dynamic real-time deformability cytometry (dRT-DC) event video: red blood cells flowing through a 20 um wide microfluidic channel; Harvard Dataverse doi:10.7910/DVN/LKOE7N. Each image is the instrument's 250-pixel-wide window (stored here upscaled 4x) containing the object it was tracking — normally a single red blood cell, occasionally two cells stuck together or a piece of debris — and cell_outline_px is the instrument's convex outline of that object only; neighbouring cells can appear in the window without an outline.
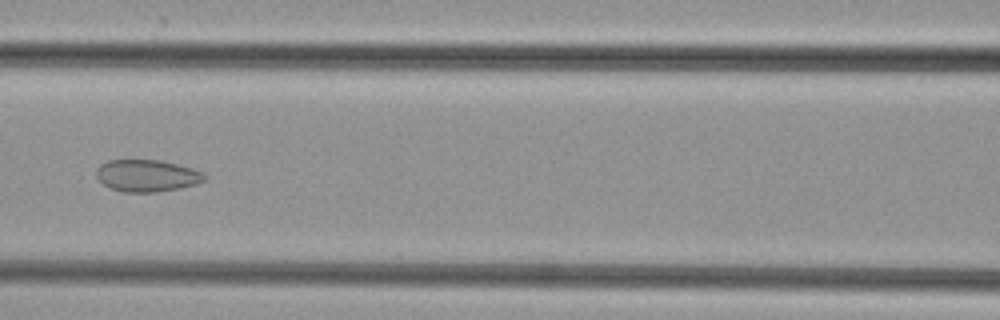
{"species": "common noctule bat (a hibernating species)", "species_latin": "Nyctalus noctula", "temperature_condition": "cold", "stored_images_in_passage": 49, "camera_frame_rate_fps": 3000, "um_per_image_px": 0.085, "animal": {"sex": "female", "body_mass_g": 29.2, "forearm_length_mm": 56.3}, "frame": {"image": 1, "passage_image": 22, "time_ms": 7.0, "image_size_px": [1000, 320], "cell_outline_px": [[204, 180], [196, 184], [180, 188], [156, 192], [124, 192], [112, 188], [104, 184], [96, 176], [96, 168], [100, 164], [108, 160], [160, 160], [192, 168], [200, 172], [204, 176]], "centroid_in_image_um": [12.45, 14.93], "position_along_channel_um": 154.1, "area_um2": 19.94}}
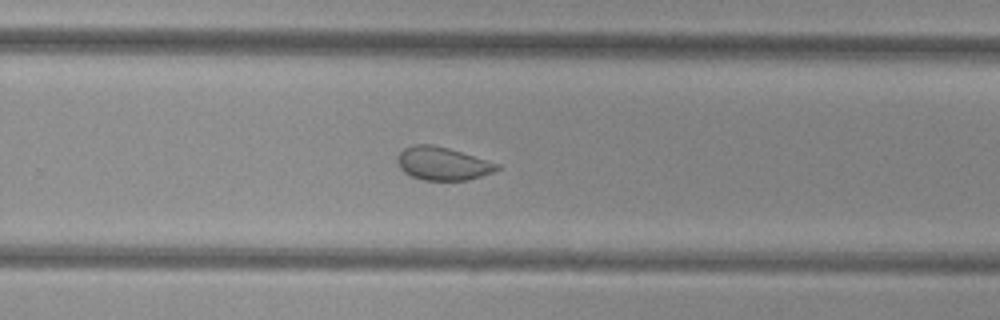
{"frame": {"image": 2, "passage_image": 32, "time_ms": 10.333, "image_size_px": [1000, 320], "cell_outline_px": [[500, 168], [492, 172], [468, 180], [424, 180], [412, 176], [404, 172], [400, 168], [396, 160], [396, 156], [404, 148], [412, 144], [432, 144], [448, 148], [500, 164]], "centroid_in_image_um": [37.59, 13.89], "position_along_channel_um": 292.2, "area_um2": 19.19}}
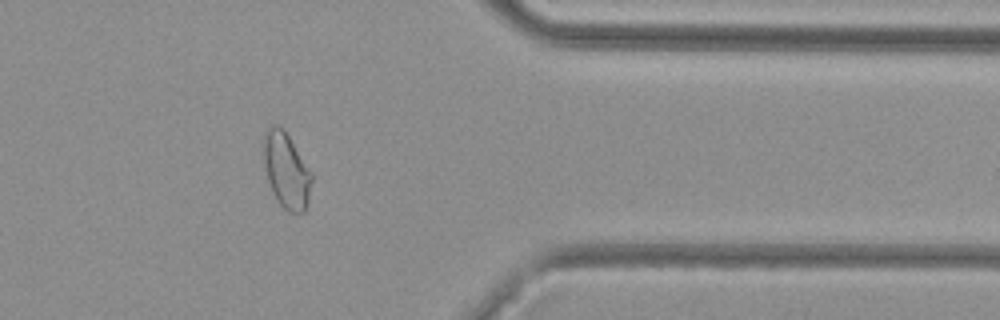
{"frame": {"image": 3, "passage_image": 40, "time_ms": 13.0, "image_size_px": [1000, 320], "cell_outline_px": [[312, 180], [308, 204], [304, 212], [288, 212], [280, 204], [272, 192], [268, 180], [264, 164], [264, 136], [268, 128], [272, 124], [276, 124], [288, 136], [312, 172]], "centroid_in_image_um": [24.35, 14.53], "position_along_channel_um": 387.0, "area_um2": 20.87}}